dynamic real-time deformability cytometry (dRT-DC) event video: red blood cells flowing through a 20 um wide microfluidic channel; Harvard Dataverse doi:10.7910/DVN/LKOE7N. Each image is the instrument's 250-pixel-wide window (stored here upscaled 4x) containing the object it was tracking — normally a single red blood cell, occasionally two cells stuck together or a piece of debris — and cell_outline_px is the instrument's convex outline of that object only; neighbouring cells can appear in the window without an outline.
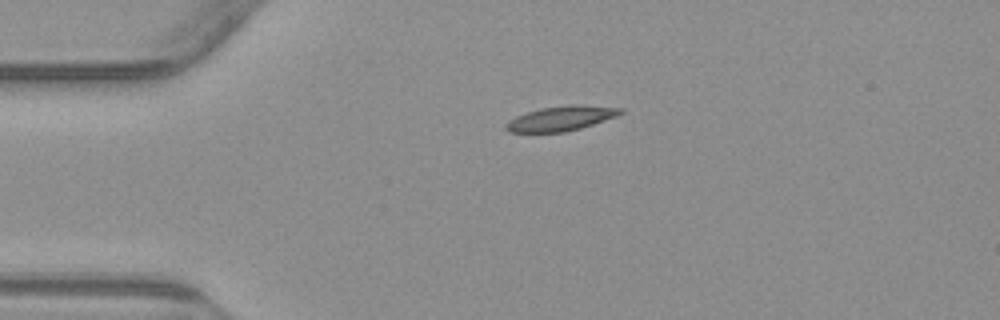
{"species": "common noctule bat (a hibernating species)", "species_latin": "Nyctalus noctula", "temperature_condition": "warm", "stored_images_in_passage": 37, "camera_frame_rate_fps": 3000, "um_per_image_px": 0.085, "animal": {"sex": "male", "body_mass_g": 23.1, "forearm_length_mm": 52.7}, "frame": {"image": 1, "passage_image": 1, "time_ms": 0.0, "image_size_px": [1000, 320], "cell_outline_px": [[624, 112], [616, 116], [580, 128], [564, 132], [508, 132], [504, 128], [504, 124], [508, 120], [516, 116], [540, 108], [572, 104], [580, 104], [624, 108]], "centroid_in_image_um": [47.67, 10.05], "position_along_channel_um": 37.3, "area_um2": 16.53}}
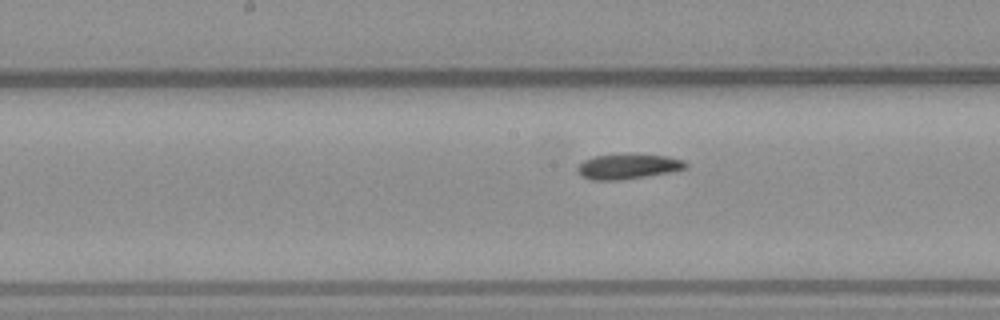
{"frame": {"image": 2, "passage_image": 16, "time_ms": 5.0, "image_size_px": [1000, 320], "cell_outline_px": [[688, 168], [648, 176], [616, 180], [592, 180], [580, 176], [576, 172], [576, 168], [584, 160], [596, 156], [628, 152], [668, 156], [684, 160], [688, 164]], "centroid_in_image_um": [53.38, 14.12], "position_along_channel_um": 194.8, "area_um2": 16.3}}
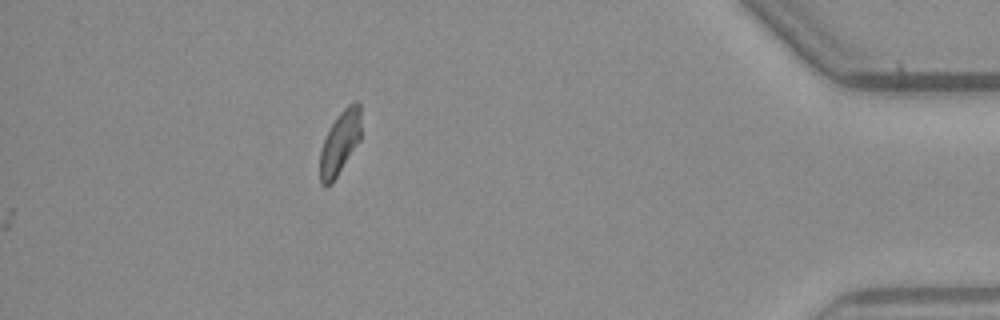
{"frame": {"image": 3, "passage_image": 37, "time_ms": 12.0, "image_size_px": [1000, 320], "cell_outline_px": [[360, 140], [332, 184], [324, 188], [320, 184], [320, 152], [324, 140], [332, 124], [340, 112], [348, 104], [356, 100], [360, 104]], "centroid_in_image_um": [28.89, 12.16], "position_along_channel_um": 406.3, "area_um2": 15.14}, "authors_computed_cell_mechanics": {"area_um2": 16.0684, "velocity_mm_per_s": 3.8169, "shape_relaxation_time_tau1_ms": null, "shape_relaxation_time_tau2_ms": 5.9107, "deformation_change_tau1": null, "deformation_change_tau2": 0.0847}}